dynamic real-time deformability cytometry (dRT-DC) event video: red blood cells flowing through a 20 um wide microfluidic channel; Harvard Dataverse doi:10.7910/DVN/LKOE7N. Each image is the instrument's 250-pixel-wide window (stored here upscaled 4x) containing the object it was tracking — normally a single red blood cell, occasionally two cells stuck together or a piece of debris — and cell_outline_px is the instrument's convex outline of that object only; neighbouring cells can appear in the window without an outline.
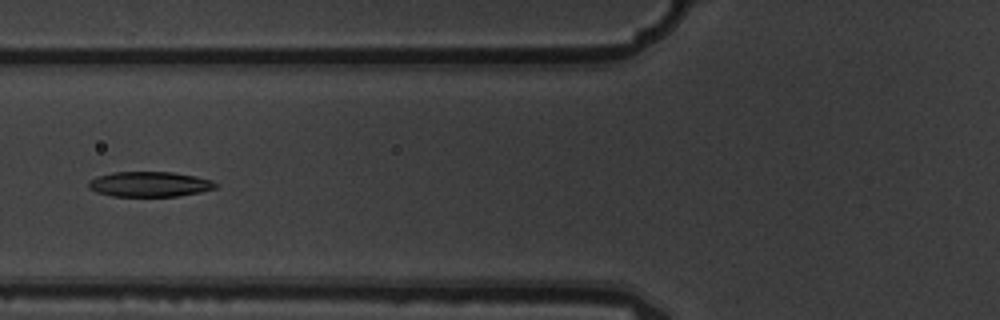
{"species": "common noctule bat (a hibernating species)", "species_latin": "Nyctalus noctula", "temperature_condition": "warm", "stored_images_in_passage": 6, "camera_frame_rate_fps": 3000, "um_per_image_px": 0.085, "animal": {"sex": "male", "body_mass_g": 19.5, "forearm_length_mm": 54.6}, "frame": {"image": 1, "passage_image": 6, "time_ms": 1.667, "image_size_px": [1000, 320], "cell_outline_px": [[216, 188], [200, 192], [176, 196], [112, 196], [96, 192], [88, 188], [88, 180], [96, 176], [112, 172], [172, 172], [196, 176], [212, 180], [216, 184]], "centroid_in_image_um": [12.67, 15.65], "position_along_channel_um": 113.1, "area_um2": 18.67}}